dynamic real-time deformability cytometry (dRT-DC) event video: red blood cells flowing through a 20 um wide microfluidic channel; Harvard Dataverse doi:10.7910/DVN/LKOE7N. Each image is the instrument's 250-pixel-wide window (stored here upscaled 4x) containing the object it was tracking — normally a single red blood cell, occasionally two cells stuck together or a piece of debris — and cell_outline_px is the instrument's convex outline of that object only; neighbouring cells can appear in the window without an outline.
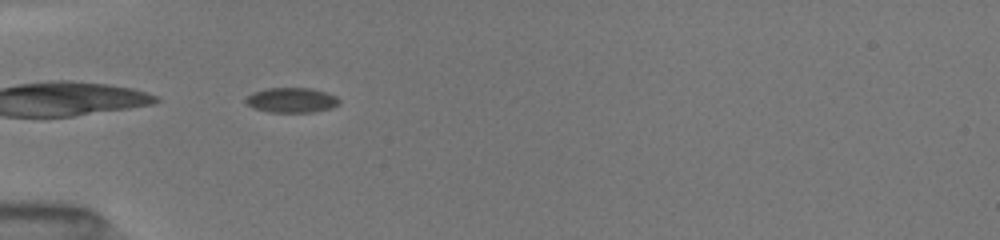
{"species": "common noctule bat (a hibernating species)", "species_latin": "Nyctalus noctula", "temperature_condition": "room temperature", "stored_images_in_passage": 20, "camera_frame_rate_fps": 3000, "um_per_image_px": 0.085, "animal": {"sex": "female", "body_mass_g": 19.5, "forearm_length_mm": 54.1}, "frame": {"image": 1, "passage_image": 2, "time_ms": 1.0, "image_size_px": [1000, 240], "cell_outline_px": [[340, 104], [332, 108], [312, 112], [268, 112], [252, 108], [244, 104], [244, 96], [252, 92], [264, 88], [312, 88], [336, 96], [340, 100]], "centroid_in_image_um": [24.71, 8.51], "position_along_channel_um": 60.3, "area_um2": 13.93}}
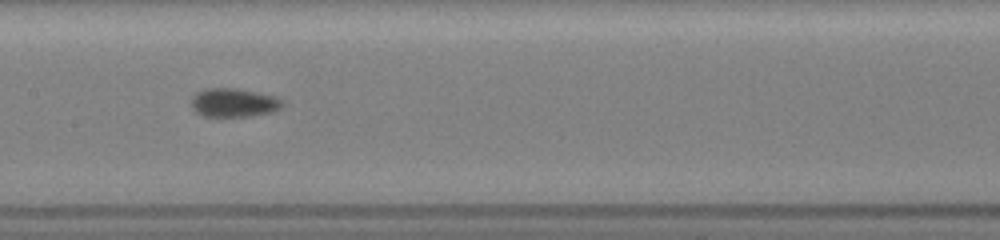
{"frame": {"image": 2, "passage_image": 7, "time_ms": 4.333, "image_size_px": [1000, 240], "cell_outline_px": [[284, 104], [280, 108], [272, 112], [248, 116], [204, 116], [196, 112], [192, 108], [192, 96], [196, 92], [204, 88], [236, 88], [276, 96]], "centroid_in_image_um": [19.85, 8.71], "position_along_channel_um": 187.6, "area_um2": 15.2}}
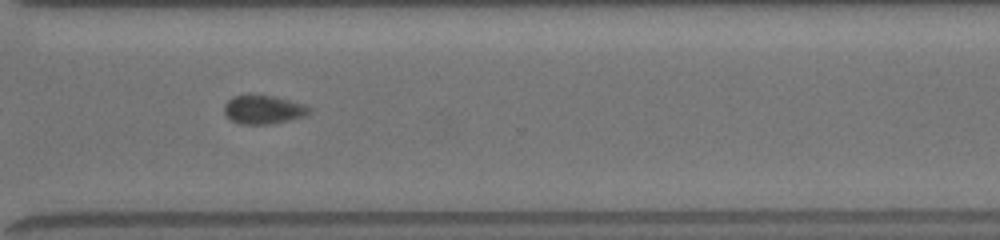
{"frame": {"image": 3, "passage_image": 14, "time_ms": 8.333, "image_size_px": [1000, 240], "cell_outline_px": [[312, 108], [304, 116], [288, 120], [268, 124], [240, 124], [232, 120], [224, 112], [224, 104], [228, 100], [236, 96], [276, 96], [304, 104]], "centroid_in_image_um": [22.4, 9.32], "position_along_channel_um": 348.2, "area_um2": 13.87}, "authors_computed_cell_mechanics": {"area_um2": 14.5945, "velocity_mm_per_s": 4.0251, "shape_relaxation_time_tau1_ms": 2.6808, "shape_relaxation_time_tau2_ms": 1.7333, "deformation_change_tau1": 0.0737, "deformation_change_tau2": 0.0482}}